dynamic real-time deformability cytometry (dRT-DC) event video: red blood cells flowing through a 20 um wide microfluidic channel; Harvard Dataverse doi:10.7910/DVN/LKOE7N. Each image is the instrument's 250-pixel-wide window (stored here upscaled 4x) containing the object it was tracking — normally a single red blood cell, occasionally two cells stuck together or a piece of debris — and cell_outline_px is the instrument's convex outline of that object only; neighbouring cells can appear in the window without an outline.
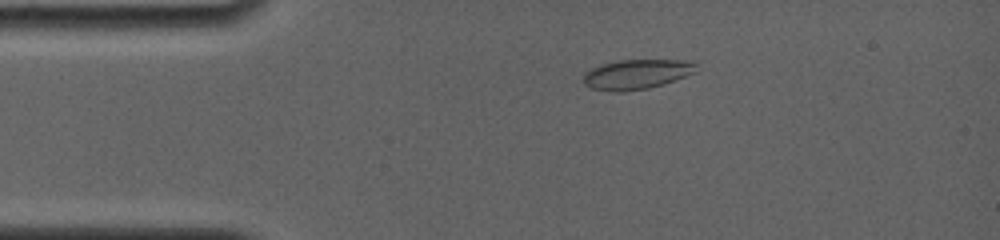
{"species": "common noctule bat (a hibernating species)", "species_latin": "Nyctalus noctula", "temperature_condition": "room temperature", "stored_images_in_passage": 28, "camera_frame_rate_fps": 4000, "um_per_image_px": 0.085, "animal": {"sex": "female", "body_mass_g": 19.0, "forearm_length_mm": 56.7}, "frame": {"image": 1, "passage_image": 3, "time_ms": 2.0, "image_size_px": [1000, 240], "cell_outline_px": [[696, 72], [664, 84], [648, 88], [620, 92], [616, 92], [592, 88], [584, 84], [584, 72], [592, 68], [604, 64], [620, 60], [692, 60], [696, 64]], "centroid_in_image_um": [54.14, 6.31], "position_along_channel_um": 30.9, "area_um2": 19.48}}
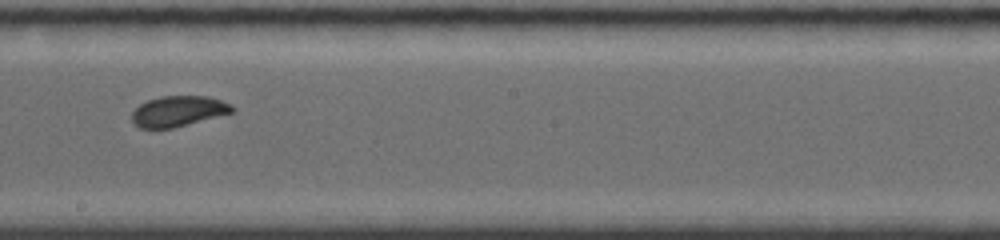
{"frame": {"image": 2, "passage_image": 15, "time_ms": 8.25, "image_size_px": [1000, 240], "cell_outline_px": [[236, 108], [232, 112], [172, 128], [140, 128], [132, 124], [132, 112], [140, 104], [148, 100], [160, 96], [208, 96], [232, 104]], "centroid_in_image_um": [15.13, 9.44], "position_along_channel_um": 233.1, "area_um2": 17.74}}
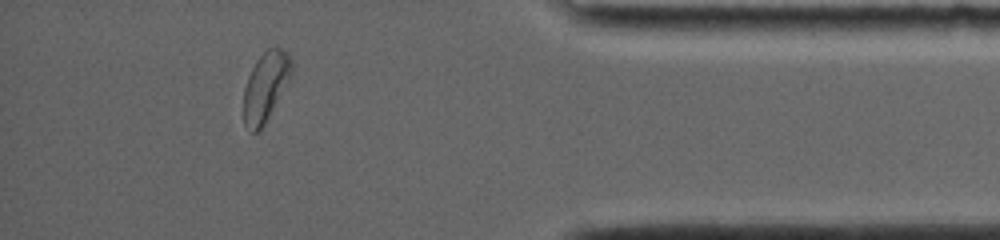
{"frame": {"image": 3, "passage_image": 25, "time_ms": 13.5, "image_size_px": [1000, 240], "cell_outline_px": [[292, 68], [288, 80], [260, 132], [252, 132], [244, 124], [244, 88], [248, 76], [256, 60], [268, 48], [280, 48], [288, 52], [292, 60]], "centroid_in_image_um": [22.55, 7.35], "position_along_channel_um": 412.6, "area_um2": 18.96}, "authors_computed_cell_mechanics": {"area_um2": 18.9584, "velocity_mm_per_s": 3.8459, "shape_relaxation_time_tau1_ms": 3.1953, "shape_relaxation_time_tau2_ms": null, "deformation_change_tau1": 0.0966, "deformation_change_tau2": null}}